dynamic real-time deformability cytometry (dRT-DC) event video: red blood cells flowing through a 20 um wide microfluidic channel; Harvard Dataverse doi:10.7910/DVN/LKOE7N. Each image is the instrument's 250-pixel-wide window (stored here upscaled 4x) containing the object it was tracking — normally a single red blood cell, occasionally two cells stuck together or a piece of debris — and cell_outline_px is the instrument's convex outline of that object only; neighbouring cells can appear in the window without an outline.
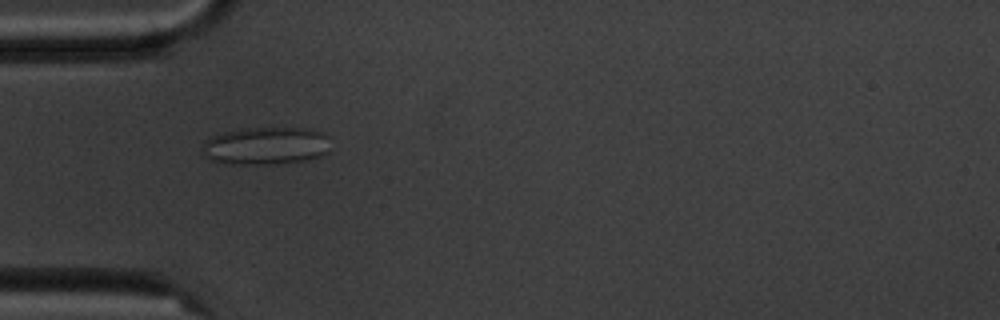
{"species": "common noctule bat (a hibernating species)", "species_latin": "Nyctalus noctula", "temperature_condition": "cold", "stored_images_in_passage": 5, "camera_frame_rate_fps": 3000, "um_per_image_px": 0.085, "animal": {"sex": "male", "body_mass_g": 20.1, "forearm_length_mm": 53.5}, "frame": {"image": 1, "passage_image": 5, "time_ms": 4.667, "image_size_px": [1000, 320], "cell_outline_px": [[328, 152], [320, 156], [304, 160], [276, 164], [224, 164], [212, 160], [204, 156], [204, 140], [212, 136], [224, 132], [240, 128], [308, 128], [320, 132], [328, 136]], "centroid_in_image_um": [22.58, 12.39], "position_along_channel_um": 62.4, "area_um2": 28.21}}